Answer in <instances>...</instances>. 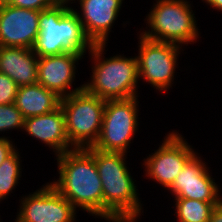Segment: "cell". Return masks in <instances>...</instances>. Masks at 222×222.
Returning a JSON list of instances; mask_svg holds the SVG:
<instances>
[{
    "label": "cell",
    "mask_w": 222,
    "mask_h": 222,
    "mask_svg": "<svg viewBox=\"0 0 222 222\" xmlns=\"http://www.w3.org/2000/svg\"><path fill=\"white\" fill-rule=\"evenodd\" d=\"M86 150L94 157L102 182L103 219L137 222L144 210L133 176L126 166L127 154L103 152L92 147Z\"/></svg>",
    "instance_id": "1"
},
{
    "label": "cell",
    "mask_w": 222,
    "mask_h": 222,
    "mask_svg": "<svg viewBox=\"0 0 222 222\" xmlns=\"http://www.w3.org/2000/svg\"><path fill=\"white\" fill-rule=\"evenodd\" d=\"M59 178L49 182L76 209L103 219V189L94 157L86 149L56 156Z\"/></svg>",
    "instance_id": "2"
},
{
    "label": "cell",
    "mask_w": 222,
    "mask_h": 222,
    "mask_svg": "<svg viewBox=\"0 0 222 222\" xmlns=\"http://www.w3.org/2000/svg\"><path fill=\"white\" fill-rule=\"evenodd\" d=\"M70 5L69 0H60L40 11L39 35L33 47L38 57L71 51L86 54L92 49L94 44L86 36L77 13Z\"/></svg>",
    "instance_id": "3"
},
{
    "label": "cell",
    "mask_w": 222,
    "mask_h": 222,
    "mask_svg": "<svg viewBox=\"0 0 222 222\" xmlns=\"http://www.w3.org/2000/svg\"><path fill=\"white\" fill-rule=\"evenodd\" d=\"M106 44H94L88 51L92 59L91 79L84 89L104 100L129 99L138 96L140 81L137 57L127 58L119 53L105 58Z\"/></svg>",
    "instance_id": "4"
},
{
    "label": "cell",
    "mask_w": 222,
    "mask_h": 222,
    "mask_svg": "<svg viewBox=\"0 0 222 222\" xmlns=\"http://www.w3.org/2000/svg\"><path fill=\"white\" fill-rule=\"evenodd\" d=\"M191 1L156 0L153 8L144 19L145 30L139 31L142 37L149 40L168 42L184 46L194 44L199 38L197 18L193 13Z\"/></svg>",
    "instance_id": "5"
},
{
    "label": "cell",
    "mask_w": 222,
    "mask_h": 222,
    "mask_svg": "<svg viewBox=\"0 0 222 222\" xmlns=\"http://www.w3.org/2000/svg\"><path fill=\"white\" fill-rule=\"evenodd\" d=\"M106 100L85 89L61 98L66 133L73 149L93 147L97 142L103 121Z\"/></svg>",
    "instance_id": "6"
},
{
    "label": "cell",
    "mask_w": 222,
    "mask_h": 222,
    "mask_svg": "<svg viewBox=\"0 0 222 222\" xmlns=\"http://www.w3.org/2000/svg\"><path fill=\"white\" fill-rule=\"evenodd\" d=\"M137 97L106 100L101 132L92 148L103 152H128L140 125Z\"/></svg>",
    "instance_id": "7"
},
{
    "label": "cell",
    "mask_w": 222,
    "mask_h": 222,
    "mask_svg": "<svg viewBox=\"0 0 222 222\" xmlns=\"http://www.w3.org/2000/svg\"><path fill=\"white\" fill-rule=\"evenodd\" d=\"M138 75L159 92H165L176 80L175 71L181 46L168 42L149 40L138 36ZM140 44V45H139Z\"/></svg>",
    "instance_id": "8"
},
{
    "label": "cell",
    "mask_w": 222,
    "mask_h": 222,
    "mask_svg": "<svg viewBox=\"0 0 222 222\" xmlns=\"http://www.w3.org/2000/svg\"><path fill=\"white\" fill-rule=\"evenodd\" d=\"M196 153L186 139L173 130L165 136L158 149L143 159L145 177L167 190Z\"/></svg>",
    "instance_id": "9"
},
{
    "label": "cell",
    "mask_w": 222,
    "mask_h": 222,
    "mask_svg": "<svg viewBox=\"0 0 222 222\" xmlns=\"http://www.w3.org/2000/svg\"><path fill=\"white\" fill-rule=\"evenodd\" d=\"M21 198L16 215L22 222H74L77 210L50 183Z\"/></svg>",
    "instance_id": "10"
},
{
    "label": "cell",
    "mask_w": 222,
    "mask_h": 222,
    "mask_svg": "<svg viewBox=\"0 0 222 222\" xmlns=\"http://www.w3.org/2000/svg\"><path fill=\"white\" fill-rule=\"evenodd\" d=\"M210 174L206 162L198 152L187 162L167 189L174 198H186L203 202H222L221 188Z\"/></svg>",
    "instance_id": "11"
},
{
    "label": "cell",
    "mask_w": 222,
    "mask_h": 222,
    "mask_svg": "<svg viewBox=\"0 0 222 222\" xmlns=\"http://www.w3.org/2000/svg\"><path fill=\"white\" fill-rule=\"evenodd\" d=\"M39 10L17 8L0 0V46L33 49L39 35Z\"/></svg>",
    "instance_id": "12"
},
{
    "label": "cell",
    "mask_w": 222,
    "mask_h": 222,
    "mask_svg": "<svg viewBox=\"0 0 222 222\" xmlns=\"http://www.w3.org/2000/svg\"><path fill=\"white\" fill-rule=\"evenodd\" d=\"M85 54L74 51L60 55L38 57L37 83L54 91L59 97H67L84 89V84L72 89L79 60ZM77 62V63H76Z\"/></svg>",
    "instance_id": "13"
},
{
    "label": "cell",
    "mask_w": 222,
    "mask_h": 222,
    "mask_svg": "<svg viewBox=\"0 0 222 222\" xmlns=\"http://www.w3.org/2000/svg\"><path fill=\"white\" fill-rule=\"evenodd\" d=\"M78 2V15L86 36L93 44H107L110 31L119 15L124 0H69ZM72 1V2H71ZM74 1V2H73Z\"/></svg>",
    "instance_id": "14"
},
{
    "label": "cell",
    "mask_w": 222,
    "mask_h": 222,
    "mask_svg": "<svg viewBox=\"0 0 222 222\" xmlns=\"http://www.w3.org/2000/svg\"><path fill=\"white\" fill-rule=\"evenodd\" d=\"M23 131L51 148L55 156L73 150L67 137L61 106L52 112L26 118Z\"/></svg>",
    "instance_id": "15"
},
{
    "label": "cell",
    "mask_w": 222,
    "mask_h": 222,
    "mask_svg": "<svg viewBox=\"0 0 222 222\" xmlns=\"http://www.w3.org/2000/svg\"><path fill=\"white\" fill-rule=\"evenodd\" d=\"M0 72L19 87L36 84L38 56L30 48L0 46Z\"/></svg>",
    "instance_id": "16"
},
{
    "label": "cell",
    "mask_w": 222,
    "mask_h": 222,
    "mask_svg": "<svg viewBox=\"0 0 222 222\" xmlns=\"http://www.w3.org/2000/svg\"><path fill=\"white\" fill-rule=\"evenodd\" d=\"M61 97L39 83L18 88L15 105L26 118L52 112L60 106Z\"/></svg>",
    "instance_id": "17"
},
{
    "label": "cell",
    "mask_w": 222,
    "mask_h": 222,
    "mask_svg": "<svg viewBox=\"0 0 222 222\" xmlns=\"http://www.w3.org/2000/svg\"><path fill=\"white\" fill-rule=\"evenodd\" d=\"M175 216L178 222H209L213 208L221 202L175 198Z\"/></svg>",
    "instance_id": "18"
},
{
    "label": "cell",
    "mask_w": 222,
    "mask_h": 222,
    "mask_svg": "<svg viewBox=\"0 0 222 222\" xmlns=\"http://www.w3.org/2000/svg\"><path fill=\"white\" fill-rule=\"evenodd\" d=\"M18 151L16 148L0 165V202L13 193L21 180L22 160Z\"/></svg>",
    "instance_id": "19"
},
{
    "label": "cell",
    "mask_w": 222,
    "mask_h": 222,
    "mask_svg": "<svg viewBox=\"0 0 222 222\" xmlns=\"http://www.w3.org/2000/svg\"><path fill=\"white\" fill-rule=\"evenodd\" d=\"M24 123L25 117L15 103L0 105V133L10 129H21L23 131Z\"/></svg>",
    "instance_id": "20"
},
{
    "label": "cell",
    "mask_w": 222,
    "mask_h": 222,
    "mask_svg": "<svg viewBox=\"0 0 222 222\" xmlns=\"http://www.w3.org/2000/svg\"><path fill=\"white\" fill-rule=\"evenodd\" d=\"M18 88L9 76L0 72V105L15 103Z\"/></svg>",
    "instance_id": "21"
},
{
    "label": "cell",
    "mask_w": 222,
    "mask_h": 222,
    "mask_svg": "<svg viewBox=\"0 0 222 222\" xmlns=\"http://www.w3.org/2000/svg\"><path fill=\"white\" fill-rule=\"evenodd\" d=\"M7 4L17 7L32 10L42 11L55 5L60 0H4Z\"/></svg>",
    "instance_id": "22"
},
{
    "label": "cell",
    "mask_w": 222,
    "mask_h": 222,
    "mask_svg": "<svg viewBox=\"0 0 222 222\" xmlns=\"http://www.w3.org/2000/svg\"><path fill=\"white\" fill-rule=\"evenodd\" d=\"M13 142L9 137L0 136V165L16 149L17 146Z\"/></svg>",
    "instance_id": "23"
},
{
    "label": "cell",
    "mask_w": 222,
    "mask_h": 222,
    "mask_svg": "<svg viewBox=\"0 0 222 222\" xmlns=\"http://www.w3.org/2000/svg\"><path fill=\"white\" fill-rule=\"evenodd\" d=\"M209 222H222V202L213 208Z\"/></svg>",
    "instance_id": "24"
},
{
    "label": "cell",
    "mask_w": 222,
    "mask_h": 222,
    "mask_svg": "<svg viewBox=\"0 0 222 222\" xmlns=\"http://www.w3.org/2000/svg\"><path fill=\"white\" fill-rule=\"evenodd\" d=\"M202 2L212 7L213 10H217V12L222 11V0H202Z\"/></svg>",
    "instance_id": "25"
},
{
    "label": "cell",
    "mask_w": 222,
    "mask_h": 222,
    "mask_svg": "<svg viewBox=\"0 0 222 222\" xmlns=\"http://www.w3.org/2000/svg\"><path fill=\"white\" fill-rule=\"evenodd\" d=\"M15 222H22L18 217H16Z\"/></svg>",
    "instance_id": "26"
}]
</instances>
